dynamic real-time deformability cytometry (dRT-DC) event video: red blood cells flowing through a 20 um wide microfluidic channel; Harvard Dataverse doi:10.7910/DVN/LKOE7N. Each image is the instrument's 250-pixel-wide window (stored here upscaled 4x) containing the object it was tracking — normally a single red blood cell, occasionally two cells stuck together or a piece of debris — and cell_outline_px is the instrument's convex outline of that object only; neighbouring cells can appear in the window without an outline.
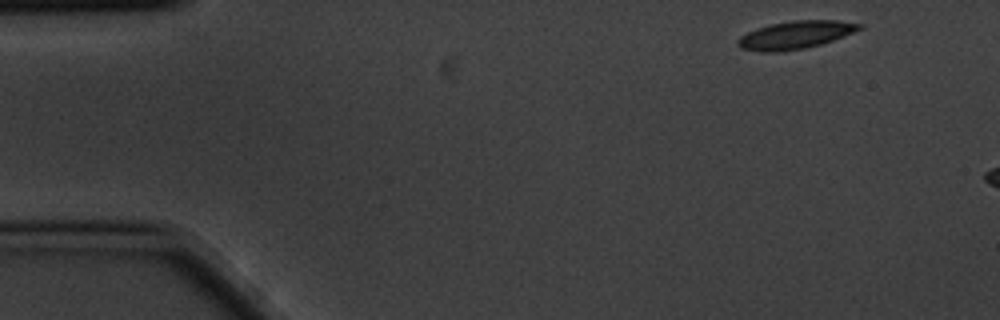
{"species": "common noctule bat (a hibernating species)", "species_latin": "Nyctalus noctula", "temperature_condition": "cold", "stored_images_in_passage": 3, "camera_frame_rate_fps": 3000, "um_per_image_px": 0.085, "animal": {"sex": "male", "body_mass_g": 20.1, "forearm_length_mm": 53.5}, "frame": {"image": 1, "passage_image": 1, "time_ms": 0.0, "image_size_px": [1000, 320], "cell_outline_px": [[864, 28], [844, 36], [820, 44], [804, 48], [776, 52], [760, 52], [740, 48], [736, 44], [736, 40], [740, 36], [756, 28], [772, 24], [792, 20], [836, 20], [864, 24]], "centroid_in_image_um": [67.6, 2.96], "position_along_channel_um": 17.4, "area_um2": 19.77}}